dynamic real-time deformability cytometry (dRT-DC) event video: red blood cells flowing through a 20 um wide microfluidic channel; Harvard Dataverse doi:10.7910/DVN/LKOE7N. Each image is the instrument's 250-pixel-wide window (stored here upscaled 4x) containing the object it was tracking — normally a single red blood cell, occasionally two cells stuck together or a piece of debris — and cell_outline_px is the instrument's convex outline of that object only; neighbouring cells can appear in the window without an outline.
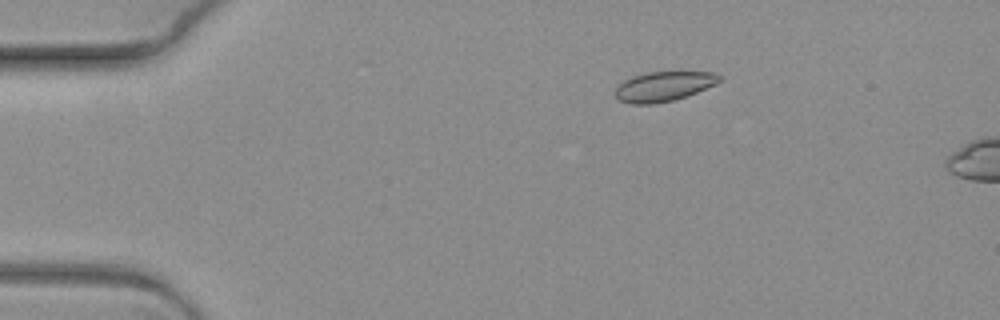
{"species": "common noctule bat (a hibernating species)", "species_latin": "Nyctalus noctula", "temperature_condition": "warm", "stored_images_in_passage": 3, "camera_frame_rate_fps": 3000, "um_per_image_px": 0.085, "animal": {"sex": "female", "body_mass_g": 19.3, "forearm_length_mm": 54.1}, "frame": {"image": 1, "passage_image": 1, "time_ms": 0.0, "image_size_px": [1000, 320], "cell_outline_px": [[724, 76], [716, 84], [696, 92], [672, 100], [652, 104], [632, 104], [620, 100], [612, 92], [616, 84], [632, 76], [644, 72], [716, 72]], "centroid_in_image_um": [56.37, 7.32], "position_along_channel_um": 28.6, "area_um2": 18.21}}